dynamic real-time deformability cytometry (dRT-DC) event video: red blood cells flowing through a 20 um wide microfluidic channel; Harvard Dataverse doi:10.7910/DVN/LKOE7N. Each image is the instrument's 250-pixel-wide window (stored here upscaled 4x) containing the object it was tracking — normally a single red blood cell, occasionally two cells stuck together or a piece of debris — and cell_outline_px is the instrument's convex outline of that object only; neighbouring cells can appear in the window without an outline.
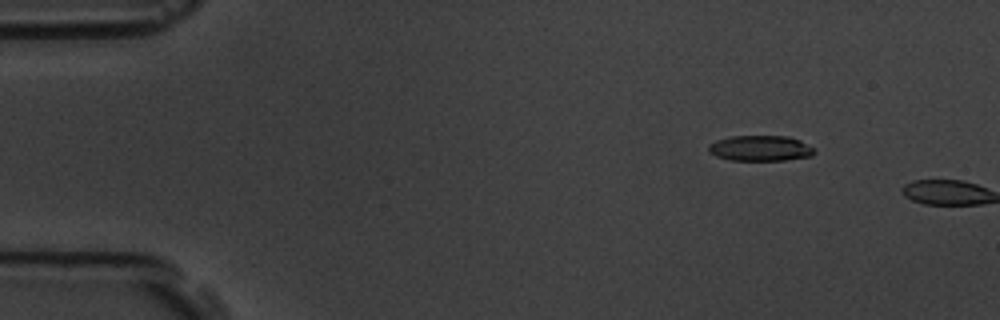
{"species": "common noctule bat (a hibernating species)", "species_latin": "Nyctalus noctula", "temperature_condition": "room temperature", "stored_images_in_passage": 3, "camera_frame_rate_fps": 3000, "um_per_image_px": 0.085, "animal": {"sex": "male", "body_mass_g": 19.5, "forearm_length_mm": 54.6}, "frame": {"image": 1, "passage_image": 2, "time_ms": 1.0, "image_size_px": [1000, 320], "cell_outline_px": [[816, 152], [812, 156], [784, 160], [728, 160], [716, 156], [708, 152], [708, 144], [716, 140], [732, 136], [788, 136], [800, 140], [812, 148]], "centroid_in_image_um": [64.6, 12.6], "position_along_channel_um": 20.4, "area_um2": 15.78}}